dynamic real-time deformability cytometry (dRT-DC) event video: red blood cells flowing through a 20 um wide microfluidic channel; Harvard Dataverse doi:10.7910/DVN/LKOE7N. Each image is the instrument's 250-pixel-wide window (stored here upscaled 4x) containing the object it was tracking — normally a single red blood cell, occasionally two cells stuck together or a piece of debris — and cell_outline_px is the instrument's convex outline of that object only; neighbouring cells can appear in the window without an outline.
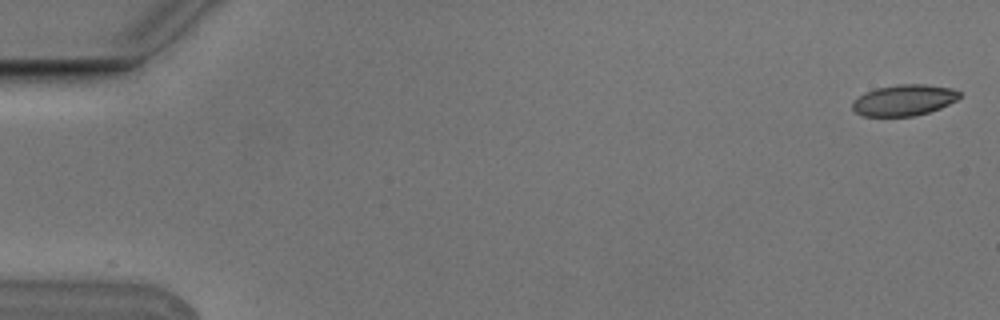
{"species": "Egyptian fruit bat (a non-hibernating species)", "species_latin": "Rousettus aegyptiacus", "temperature_condition": "cold", "stored_images_in_passage": 7, "camera_frame_rate_fps": 3000, "um_per_image_px": 0.085, "animal": {"sex": "male"}, "frame": {"image": 1, "passage_image": 1, "time_ms": 0.0, "image_size_px": [1000, 320], "cell_outline_px": [[960, 96], [956, 100], [940, 108], [928, 112], [912, 116], [860, 116], [852, 108], [852, 100], [864, 92], [876, 88], [900, 84], [924, 84], [952, 88], [960, 92]], "centroid_in_image_um": [76.8, 8.51], "position_along_channel_um": 8.2, "area_um2": 19.42}}
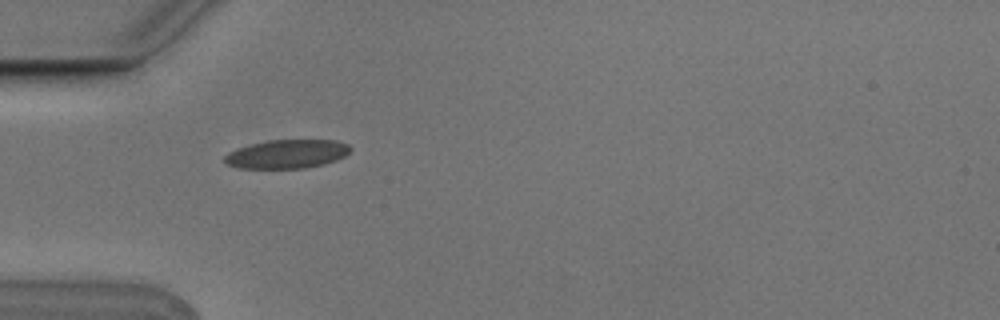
{"frame": {"image": 2, "passage_image": 5, "time_ms": 1.333, "image_size_px": [1000, 320], "cell_outline_px": [[352, 148], [344, 156], [336, 160], [324, 164], [304, 168], [240, 168], [224, 164], [224, 156], [228, 152], [252, 144], [268, 140], [336, 140], [348, 144]], "centroid_in_image_um": [24.39, 13.09], "position_along_channel_um": 60.6, "area_um2": 20.98}}
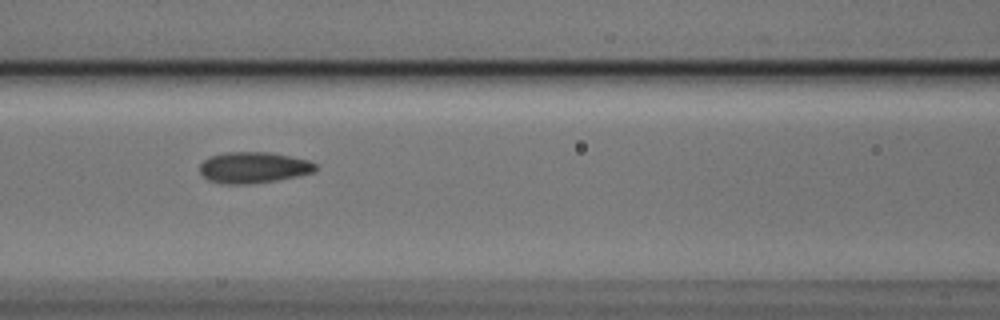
{"frame": {"image": 3, "passage_image": 7, "time_ms": 2.0, "image_size_px": [1000, 320], "cell_outline_px": [[316, 168], [312, 172], [296, 176], [276, 180], [248, 184], [224, 184], [208, 180], [200, 172], [200, 164], [208, 156], [224, 152], [268, 152], [308, 160], [316, 164]], "centroid_in_image_um": [21.49, 14.23], "position_along_channel_um": 145.1, "area_um2": 20.87}}